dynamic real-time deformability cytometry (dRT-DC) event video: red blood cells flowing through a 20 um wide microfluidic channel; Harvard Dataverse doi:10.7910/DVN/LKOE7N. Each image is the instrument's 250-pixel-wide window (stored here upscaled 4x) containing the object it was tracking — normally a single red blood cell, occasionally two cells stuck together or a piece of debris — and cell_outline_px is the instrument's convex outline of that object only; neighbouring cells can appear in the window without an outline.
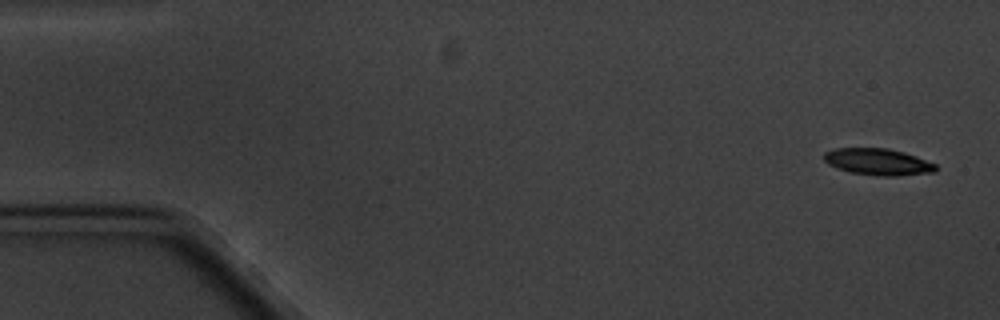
{"species": "common noctule bat (a hibernating species)", "species_latin": "Nyctalus noctula", "temperature_condition": "cold", "stored_images_in_passage": 5, "camera_frame_rate_fps": 3000, "um_per_image_px": 0.085, "animal": {"sex": "male", "body_mass_g": 20.1, "forearm_length_mm": 53.5}, "frame": {"image": 1, "passage_image": 1, "time_ms": 0.0, "image_size_px": [1000, 320], "cell_outline_px": [[936, 172], [896, 176], [880, 176], [852, 172], [836, 168], [828, 164], [824, 160], [824, 152], [836, 148], [888, 148], [904, 152], [916, 156], [936, 164]], "centroid_in_image_um": [74.63, 13.75], "position_along_channel_um": 10.4, "area_um2": 17.34}}
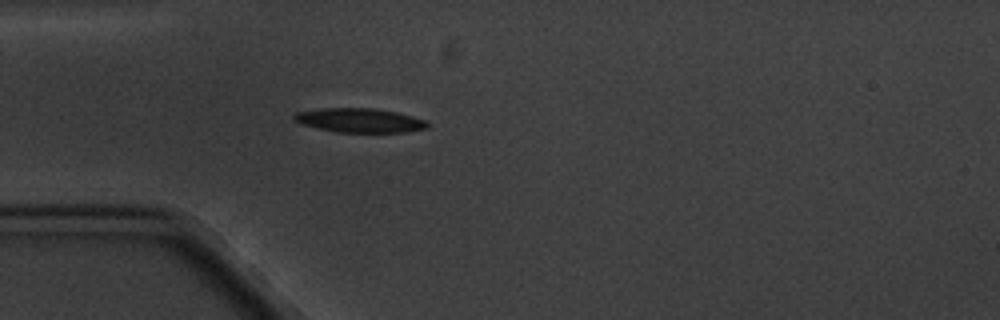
{"frame": {"image": 2, "passage_image": 5, "time_ms": 4.667, "image_size_px": [1000, 320], "cell_outline_px": [[428, 128], [404, 132], [336, 132], [316, 128], [304, 124], [296, 120], [292, 116], [296, 112], [320, 108], [372, 108], [396, 112], [428, 120]], "centroid_in_image_um": [30.59, 10.23], "position_along_channel_um": 54.4, "area_um2": 18.73}}